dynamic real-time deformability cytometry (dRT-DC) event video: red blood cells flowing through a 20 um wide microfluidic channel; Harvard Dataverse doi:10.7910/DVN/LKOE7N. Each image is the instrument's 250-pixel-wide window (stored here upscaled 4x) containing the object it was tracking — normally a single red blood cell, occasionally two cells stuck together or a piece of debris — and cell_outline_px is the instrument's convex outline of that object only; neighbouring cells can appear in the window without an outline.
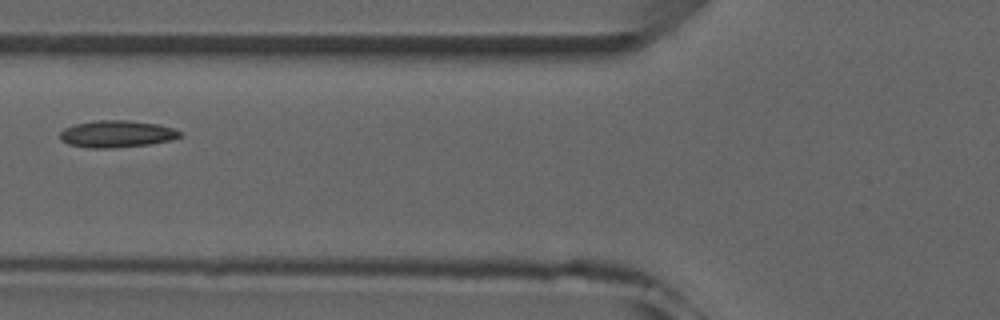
{"species": "common noctule bat (a hibernating species)", "species_latin": "Nyctalus noctula", "temperature_condition": "room temperature", "stored_images_in_passage": 5, "camera_frame_rate_fps": 3000, "um_per_image_px": 0.085, "animal": {"sex": "male", "forearm_length_mm": 52.5}, "frame": {"image": 1, "passage_image": 5, "time_ms": 4.667, "image_size_px": [1000, 320], "cell_outline_px": [[180, 136], [168, 140], [152, 144], [116, 148], [88, 148], [68, 144], [60, 140], [60, 132], [64, 128], [76, 124], [96, 120], [128, 120], [160, 124], [172, 128], [180, 132]], "centroid_in_image_um": [9.89, 11.39], "position_along_channel_um": 115.9, "area_um2": 18.9}}